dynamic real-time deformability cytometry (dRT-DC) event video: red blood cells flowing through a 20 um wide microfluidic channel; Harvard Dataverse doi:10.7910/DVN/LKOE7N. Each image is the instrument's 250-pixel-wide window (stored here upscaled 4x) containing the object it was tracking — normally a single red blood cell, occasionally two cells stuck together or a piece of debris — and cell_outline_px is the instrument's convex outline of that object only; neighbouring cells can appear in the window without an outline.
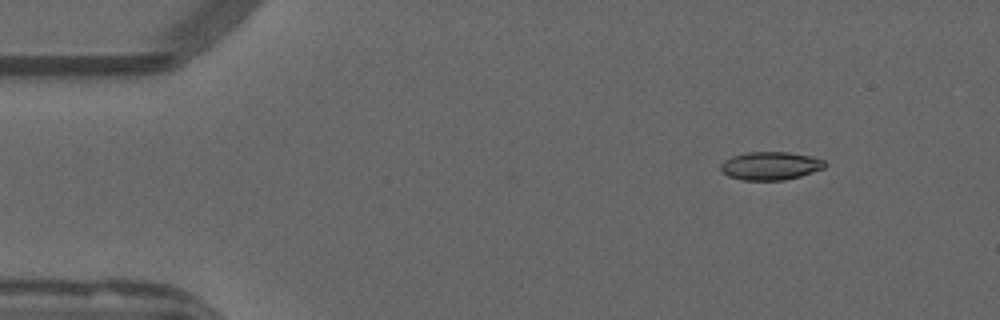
{"species": "common noctule bat (a hibernating species)", "species_latin": "Nyctalus noctula", "temperature_condition": "warm", "stored_images_in_passage": 4, "camera_frame_rate_fps": 3000, "um_per_image_px": 0.085, "animal": {"sex": "male", "forearm_length_mm": 52.5}, "frame": {"image": 1, "passage_image": 4, "time_ms": 1.0, "image_size_px": [1000, 320], "cell_outline_px": [[828, 164], [824, 168], [800, 176], [784, 180], [740, 180], [728, 176], [720, 172], [720, 164], [724, 160], [732, 156], [748, 152], [788, 152], [812, 156], [824, 160]], "centroid_in_image_um": [65.47, 14.09], "position_along_channel_um": 19.5, "area_um2": 17.28}}